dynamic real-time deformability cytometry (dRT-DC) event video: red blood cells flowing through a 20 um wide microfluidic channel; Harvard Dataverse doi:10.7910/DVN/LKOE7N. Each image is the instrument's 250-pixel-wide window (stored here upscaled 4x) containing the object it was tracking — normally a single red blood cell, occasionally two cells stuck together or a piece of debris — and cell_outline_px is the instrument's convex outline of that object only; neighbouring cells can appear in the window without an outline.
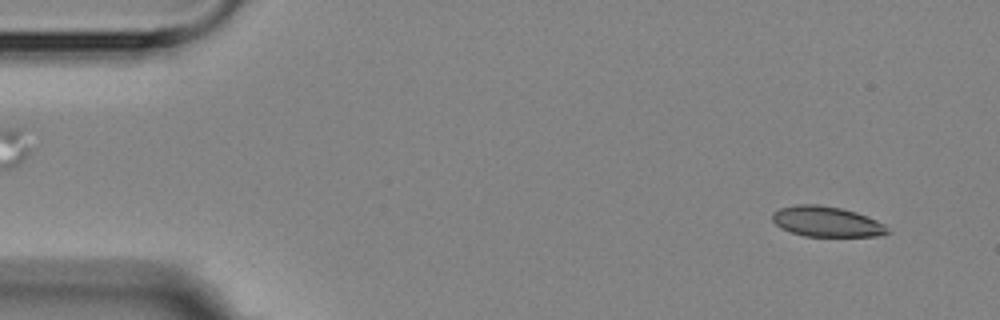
{"species": "Egyptian fruit bat (a non-hibernating species)", "species_latin": "Rousettus aegyptiacus", "temperature_condition": "room temperature", "stored_images_in_passage": 5, "camera_frame_rate_fps": 3000, "um_per_image_px": 0.085, "animal": {"sex": "female"}, "frame": {"image": 1, "passage_image": 1, "time_ms": 0.0, "image_size_px": [1000, 320], "cell_outline_px": [[892, 232], [880, 236], [804, 236], [780, 228], [772, 220], [772, 212], [780, 208], [796, 204], [816, 204], [840, 208], [856, 212], [868, 216], [884, 224]], "centroid_in_image_um": [70.27, 18.84], "position_along_channel_um": 14.7, "area_um2": 20.46}}